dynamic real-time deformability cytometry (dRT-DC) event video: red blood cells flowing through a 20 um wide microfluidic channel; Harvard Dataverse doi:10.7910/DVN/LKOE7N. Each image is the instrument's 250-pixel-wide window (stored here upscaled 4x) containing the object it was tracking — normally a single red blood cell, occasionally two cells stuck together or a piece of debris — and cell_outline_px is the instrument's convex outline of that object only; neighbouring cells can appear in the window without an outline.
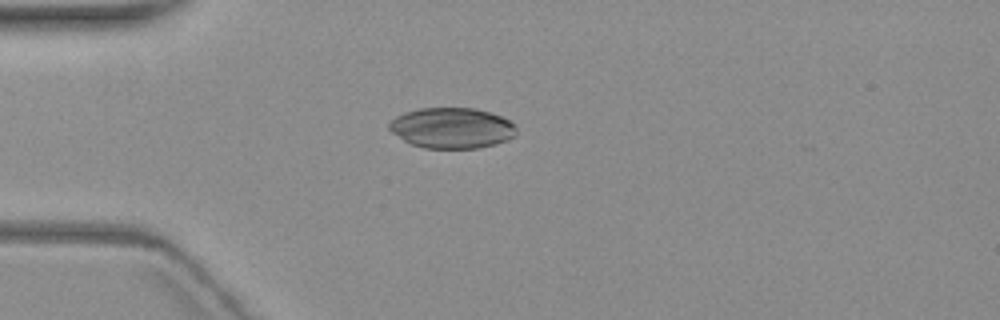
{"species": "common noctule bat (a hibernating species)", "species_latin": "Nyctalus noctula", "temperature_condition": "warm", "stored_images_in_passage": 6, "camera_frame_rate_fps": 3000, "um_per_image_px": 0.085, "animal": {"sex": "female", "body_mass_g": 19.3, "forearm_length_mm": 54.1}, "frame": {"image": 1, "passage_image": 2, "time_ms": 1.333, "image_size_px": [1000, 320], "cell_outline_px": [[516, 132], [512, 136], [504, 140], [492, 144], [476, 148], [424, 148], [412, 144], [404, 140], [392, 132], [388, 128], [388, 124], [396, 116], [404, 112], [420, 108], [476, 108], [500, 116], [508, 120], [516, 128]], "centroid_in_image_um": [38.35, 10.87], "position_along_channel_um": 46.6, "area_um2": 29.71}}
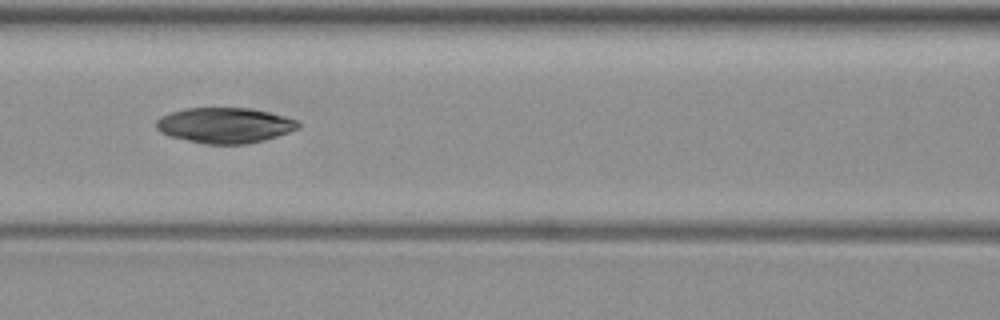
{"frame": {"image": 2, "passage_image": 5, "time_ms": 4.667, "image_size_px": [1000, 320], "cell_outline_px": [[300, 124], [296, 128], [288, 132], [264, 140], [248, 144], [204, 144], [168, 136], [160, 132], [156, 128], [156, 120], [160, 116], [172, 112], [188, 108], [252, 108], [300, 120]], "centroid_in_image_um": [19.09, 10.65], "position_along_channel_um": 147.5, "area_um2": 29.36}}
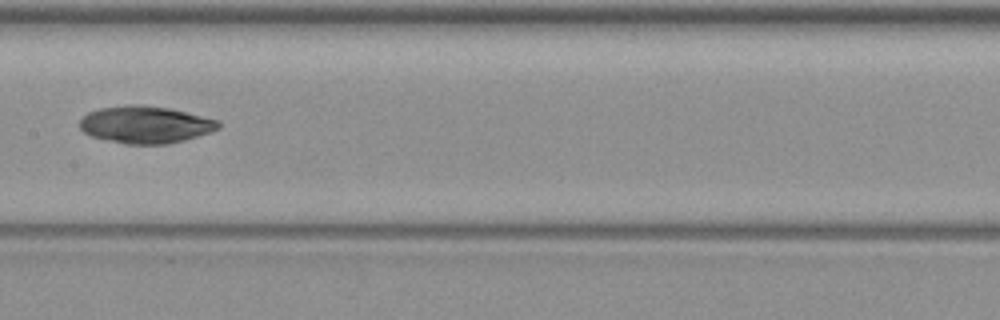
{"frame": {"image": 3, "passage_image": 6, "time_ms": 6.0, "image_size_px": [1000, 320], "cell_outline_px": [[220, 128], [184, 140], [168, 144], [124, 144], [92, 136], [84, 132], [80, 128], [80, 120], [88, 112], [100, 108], [128, 104], [140, 104], [168, 108], [220, 120]], "centroid_in_image_um": [12.35, 10.59], "position_along_channel_um": 195.0, "area_um2": 29.94}}